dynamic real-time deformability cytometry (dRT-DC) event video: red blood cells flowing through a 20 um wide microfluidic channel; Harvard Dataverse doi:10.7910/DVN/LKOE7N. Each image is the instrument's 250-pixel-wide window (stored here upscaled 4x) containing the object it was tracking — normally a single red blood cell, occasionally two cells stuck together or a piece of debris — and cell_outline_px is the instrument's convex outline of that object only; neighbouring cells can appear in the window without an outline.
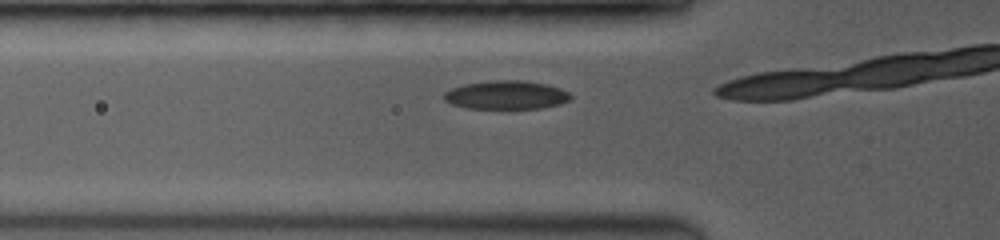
{"species": "common noctule bat (a hibernating species)", "species_latin": "Nyctalus noctula", "temperature_condition": "room temperature", "stored_images_in_passage": 3, "camera_frame_rate_fps": 3500, "um_per_image_px": 0.085, "animal": {"sex": "female", "body_mass_g": 19.0, "forearm_length_mm": 53.3}, "frame": {"image": 1, "passage_image": 2, "time_ms": 0.571, "image_size_px": [1000, 240], "cell_outline_px": [[572, 100], [560, 104], [540, 108], [508, 112], [464, 108], [452, 104], [444, 100], [444, 92], [452, 88], [464, 84], [496, 80], [524, 80], [548, 84], [560, 88], [568, 92], [572, 96]], "centroid_in_image_um": [43.05, 8.13], "position_along_channel_um": 82.8, "area_um2": 22.25}}